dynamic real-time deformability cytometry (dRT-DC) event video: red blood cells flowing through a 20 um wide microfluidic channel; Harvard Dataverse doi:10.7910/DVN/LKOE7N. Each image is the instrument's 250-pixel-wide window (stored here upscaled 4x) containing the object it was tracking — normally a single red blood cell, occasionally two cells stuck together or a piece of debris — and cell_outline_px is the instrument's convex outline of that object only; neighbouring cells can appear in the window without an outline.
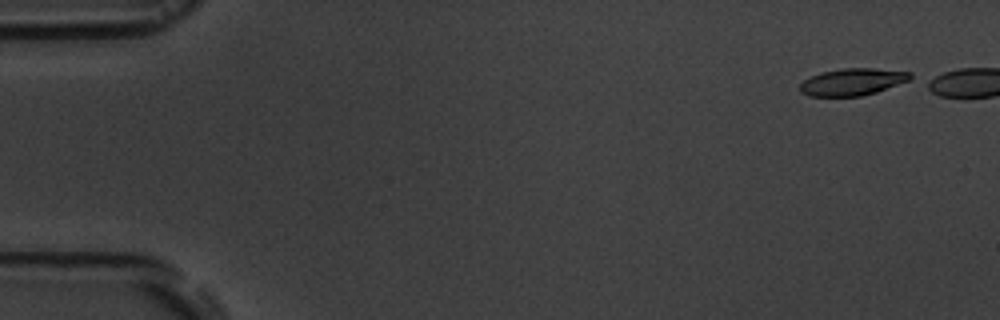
{"species": "common noctule bat (a hibernating species)", "species_latin": "Nyctalus noctula", "temperature_condition": "room temperature", "stored_images_in_passage": 6, "camera_frame_rate_fps": 3000, "um_per_image_px": 0.085, "animal": {"sex": "male", "body_mass_g": 19.5, "forearm_length_mm": 54.6}, "frame": {"image": 1, "passage_image": 1, "time_ms": 0.0, "image_size_px": [1000, 320], "cell_outline_px": [[912, 76], [908, 80], [876, 92], [860, 96], [808, 96], [800, 92], [800, 84], [804, 80], [820, 72], [844, 68], [872, 68], [912, 72]], "centroid_in_image_um": [72.43, 6.96], "position_along_channel_um": 12.6, "area_um2": 17.22}}
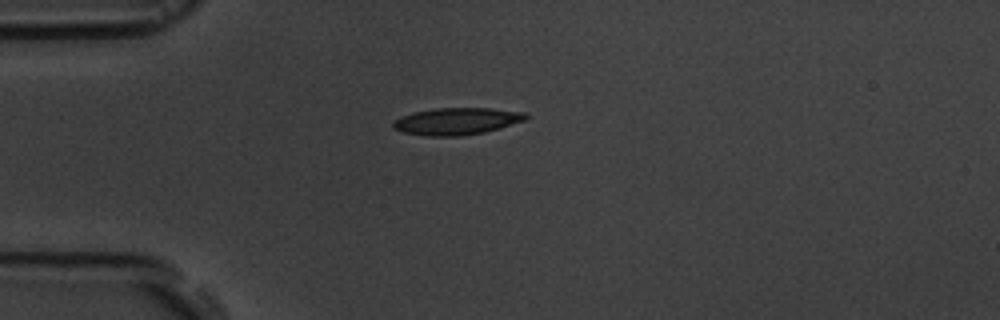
{"frame": {"image": 2, "passage_image": 6, "time_ms": 5.667, "image_size_px": [1000, 320], "cell_outline_px": [[528, 116], [524, 120], [500, 128], [484, 132], [460, 136], [428, 136], [404, 132], [392, 128], [392, 124], [396, 120], [404, 116], [416, 112], [436, 108], [488, 108], [528, 112]], "centroid_in_image_um": [38.86, 10.3], "position_along_channel_um": 46.1, "area_um2": 20.63}}